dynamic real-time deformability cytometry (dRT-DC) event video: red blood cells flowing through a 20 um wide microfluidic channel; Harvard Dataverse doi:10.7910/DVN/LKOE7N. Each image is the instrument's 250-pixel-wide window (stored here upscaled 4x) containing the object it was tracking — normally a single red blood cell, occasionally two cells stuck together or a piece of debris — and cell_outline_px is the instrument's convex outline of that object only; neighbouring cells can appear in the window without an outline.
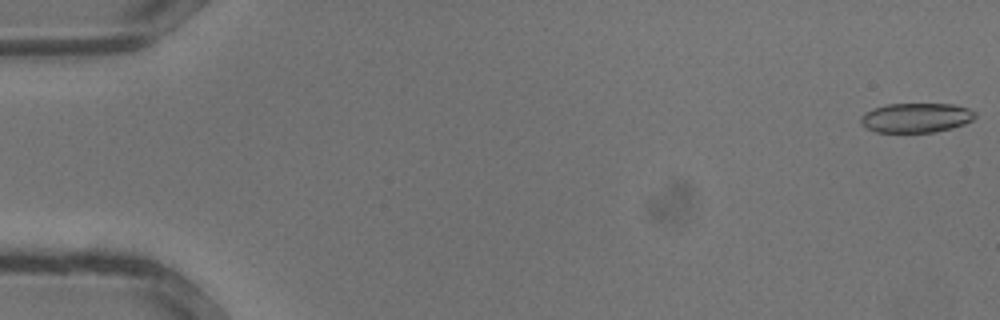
{"species": "common noctule bat (a hibernating species)", "species_latin": "Nyctalus noctula", "temperature_condition": "warm", "stored_images_in_passage": 33, "camera_frame_rate_fps": 3000, "um_per_image_px": 0.085, "animal": {"sex": "male", "body_mass_g": 13.3}, "frame": {"image": 1, "passage_image": 1, "time_ms": 0.0, "image_size_px": [1000, 320], "cell_outline_px": [[976, 116], [972, 120], [964, 124], [952, 128], [936, 132], [876, 132], [860, 124], [860, 116], [864, 112], [872, 108], [888, 104], [952, 104], [968, 108], [976, 112]], "centroid_in_image_um": [77.85, 10.01], "position_along_channel_um": 7.1, "area_um2": 19.83}}
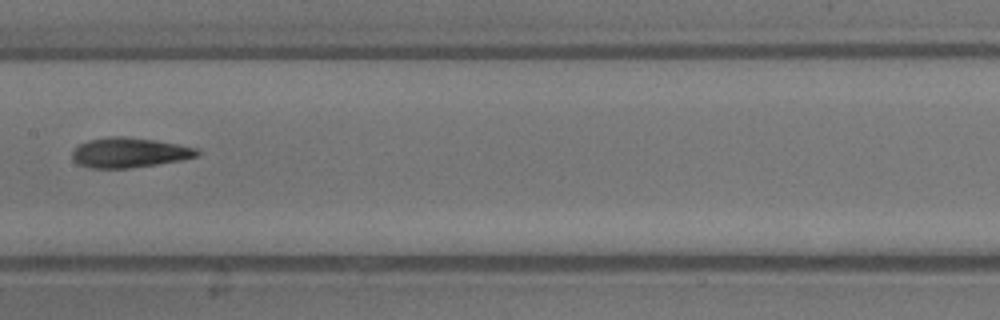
{"frame": {"image": 2, "passage_image": 18, "time_ms": 5.667, "image_size_px": [1000, 320], "cell_outline_px": [[200, 152], [196, 156], [180, 160], [132, 168], [88, 168], [72, 160], [72, 152], [80, 144], [88, 140], [112, 136], [124, 136], [152, 140], [176, 144], [196, 148]], "centroid_in_image_um": [10.95, 12.98], "position_along_channel_um": 196.5, "area_um2": 21.5}}
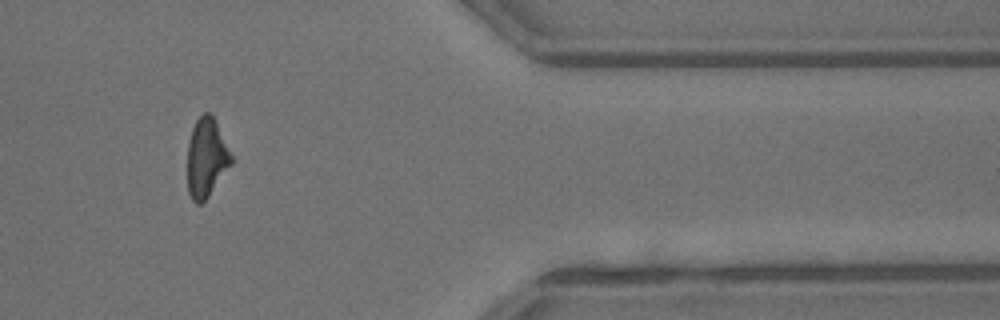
{"frame": {"image": 3, "passage_image": 29, "time_ms": 9.333, "image_size_px": [1000, 320], "cell_outline_px": [[232, 164], [208, 196], [200, 204], [196, 204], [192, 200], [188, 192], [188, 144], [192, 128], [196, 120], [204, 112], [212, 112], [216, 120], [232, 156]], "centroid_in_image_um": [17.55, 13.38], "position_along_channel_um": 393.9, "area_um2": 20.17}}